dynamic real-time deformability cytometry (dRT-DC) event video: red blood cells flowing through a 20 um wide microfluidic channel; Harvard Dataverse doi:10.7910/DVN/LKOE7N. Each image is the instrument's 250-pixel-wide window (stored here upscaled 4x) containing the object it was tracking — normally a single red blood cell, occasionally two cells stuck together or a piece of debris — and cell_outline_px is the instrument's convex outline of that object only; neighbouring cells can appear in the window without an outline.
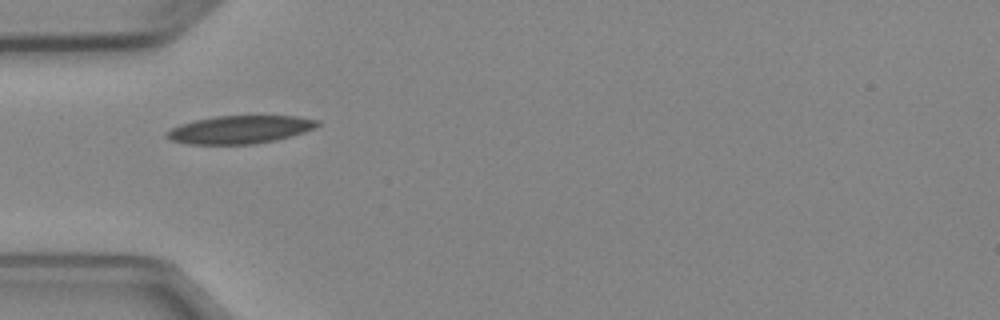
{"species": "Egyptian fruit bat (a non-hibernating species)", "species_latin": "Rousettus aegyptiacus", "temperature_condition": "cold", "stored_images_in_passage": 2, "camera_frame_rate_fps": 3000, "um_per_image_px": 0.085, "animal": {"sex": "female"}, "frame": {"image": 1, "passage_image": 1, "time_ms": 0.0, "image_size_px": [1000, 320], "cell_outline_px": [[320, 124], [316, 128], [292, 136], [276, 140], [252, 144], [188, 144], [168, 140], [164, 136], [164, 132], [180, 124], [196, 120], [216, 116], [296, 116], [320, 120]], "centroid_in_image_um": [20.38, 11.02], "position_along_channel_um": 64.6, "area_um2": 24.74}}